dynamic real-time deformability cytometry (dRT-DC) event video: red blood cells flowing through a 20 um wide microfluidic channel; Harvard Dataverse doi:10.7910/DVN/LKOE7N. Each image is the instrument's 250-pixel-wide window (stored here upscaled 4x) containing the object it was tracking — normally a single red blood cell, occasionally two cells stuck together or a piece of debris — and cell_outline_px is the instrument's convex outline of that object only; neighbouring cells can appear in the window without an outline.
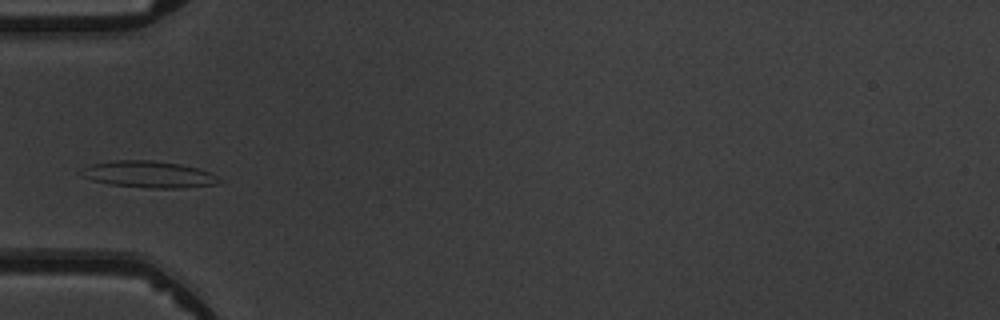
{"species": "common noctule bat (a hibernating species)", "species_latin": "Nyctalus noctula", "temperature_condition": "warm", "stored_images_in_passage": 4, "camera_frame_rate_fps": 3000, "um_per_image_px": 0.085, "animal": {"sex": "male", "body_mass_g": 19.5, "forearm_length_mm": 54.6}, "frame": {"image": 1, "passage_image": 3, "time_ms": 2.667, "image_size_px": [1000, 320], "cell_outline_px": [[224, 180], [216, 184], [180, 188], [152, 188], [108, 184], [92, 180], [76, 172], [92, 164], [112, 160], [152, 160], [180, 164], [196, 168], [208, 172]], "centroid_in_image_um": [12.61, 14.82], "position_along_channel_um": 72.4, "area_um2": 21.33}}